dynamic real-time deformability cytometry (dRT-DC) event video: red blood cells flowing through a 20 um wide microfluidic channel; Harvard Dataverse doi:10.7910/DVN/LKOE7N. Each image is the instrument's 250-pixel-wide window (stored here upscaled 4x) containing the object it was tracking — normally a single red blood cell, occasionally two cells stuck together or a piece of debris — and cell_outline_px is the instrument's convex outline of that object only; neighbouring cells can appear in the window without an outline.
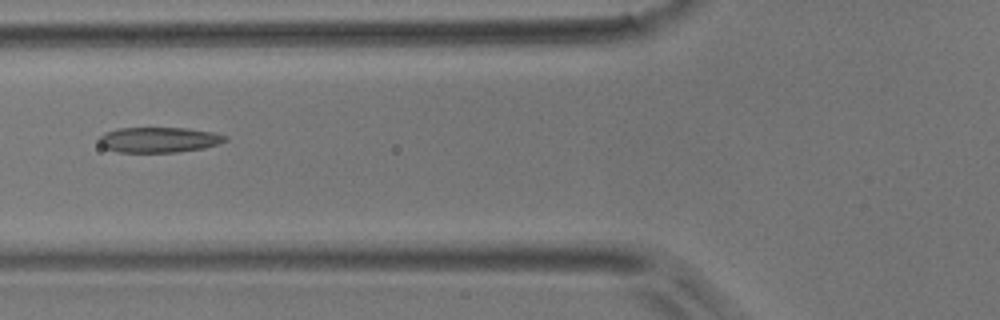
{"species": "common noctule bat (a hibernating species)", "species_latin": "Nyctalus noctula", "temperature_condition": "room temperature", "stored_images_in_passage": 6, "camera_frame_rate_fps": 3000, "um_per_image_px": 0.085, "animal": {"sex": "male", "body_mass_g": 17.9}, "frame": {"image": 1, "passage_image": 6, "time_ms": 6.0, "image_size_px": [1000, 320], "cell_outline_px": [[228, 140], [204, 148], [176, 152], [120, 152], [104, 148], [100, 144], [100, 136], [104, 132], [116, 128], [188, 128], [212, 132], [228, 136]], "centroid_in_image_um": [13.5, 11.87], "position_along_channel_um": 112.3, "area_um2": 18.61}}